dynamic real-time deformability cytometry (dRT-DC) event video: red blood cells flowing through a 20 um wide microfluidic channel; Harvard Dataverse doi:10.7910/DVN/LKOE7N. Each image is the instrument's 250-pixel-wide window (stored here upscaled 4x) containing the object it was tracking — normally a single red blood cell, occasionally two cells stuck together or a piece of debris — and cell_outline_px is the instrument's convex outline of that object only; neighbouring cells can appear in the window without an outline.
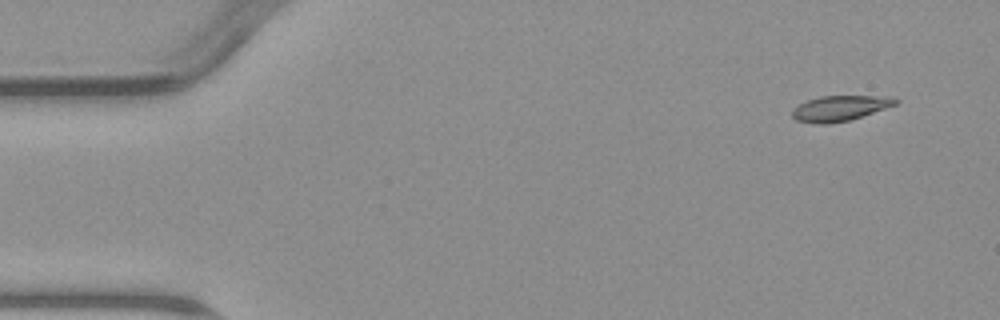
{"species": "common noctule bat (a hibernating species)", "species_latin": "Nyctalus noctula", "temperature_condition": "warm", "stored_images_in_passage": 8, "camera_frame_rate_fps": 3000, "um_per_image_px": 0.085, "animal": {"sex": "male", "body_mass_g": 23.1, "forearm_length_mm": 52.7}, "frame": {"image": 1, "passage_image": 1, "time_ms": 0.0, "image_size_px": [1000, 320], "cell_outline_px": [[900, 100], [896, 104], [848, 120], [828, 124], [820, 124], [796, 120], [792, 116], [792, 108], [808, 100], [820, 96], [896, 96]], "centroid_in_image_um": [71.39, 9.18], "position_along_channel_um": 13.6, "area_um2": 15.09}}
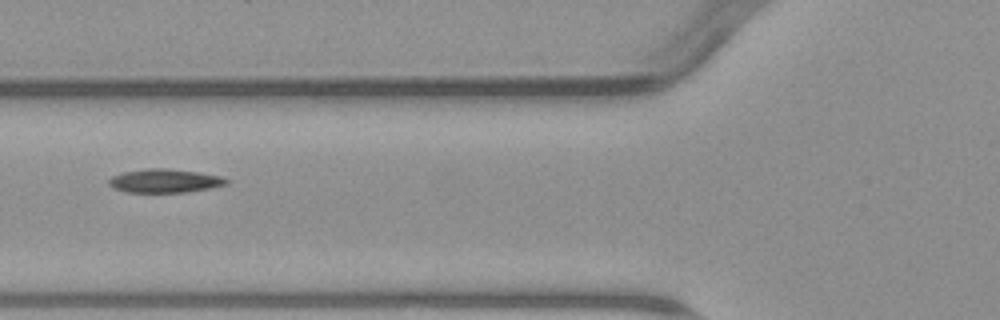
{"frame": {"image": 2, "passage_image": 5, "time_ms": 5.667, "image_size_px": [1000, 320], "cell_outline_px": [[232, 180], [228, 184], [188, 192], [124, 192], [108, 184], [108, 180], [112, 176], [124, 172], [148, 168], [164, 168], [196, 172], [220, 176]], "centroid_in_image_um": [14.02, 15.37], "position_along_channel_um": 111.8, "area_um2": 16.07}}
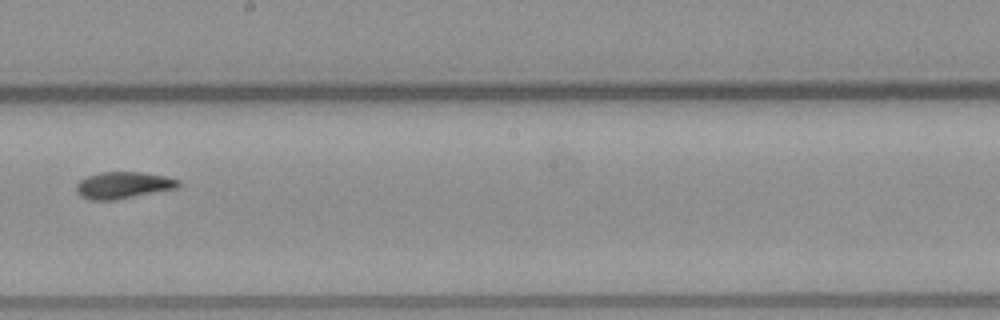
{"frame": {"image": 3, "passage_image": 8, "time_ms": 9.0, "image_size_px": [1000, 320], "cell_outline_px": [[180, 188], [116, 200], [88, 200], [80, 196], [76, 192], [76, 184], [84, 176], [100, 172], [140, 172], [164, 176], [180, 180]], "centroid_in_image_um": [10.46, 15.75], "position_along_channel_um": 237.7, "area_um2": 16.24}}